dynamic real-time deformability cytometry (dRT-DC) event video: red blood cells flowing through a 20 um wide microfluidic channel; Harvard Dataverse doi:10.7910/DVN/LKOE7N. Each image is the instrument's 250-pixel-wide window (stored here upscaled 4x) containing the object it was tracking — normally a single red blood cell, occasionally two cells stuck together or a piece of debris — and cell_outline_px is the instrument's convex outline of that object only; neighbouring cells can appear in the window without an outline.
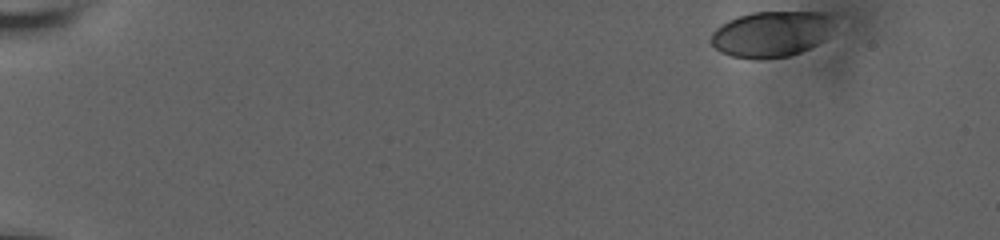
{"species": "human", "species_latin": "Homo sapiens", "temperature_condition": "room temperature", "stored_images_in_passage": 54, "camera_frame_rate_fps": 3000, "um_per_image_px": 0.085, "donor": {"sex": "male"}, "frame": {"image": 1, "passage_image": 1, "time_ms": 0.0, "image_size_px": [1000, 240], "cell_outline_px": [[832, 16], [828, 36], [824, 40], [800, 52], [788, 56], [756, 60], [732, 56], [720, 52], [708, 40], [712, 32], [716, 28], [728, 20], [752, 12], [832, 12]], "centroid_in_image_um": [65.53, 2.89], "position_along_channel_um": 19.5, "area_um2": 32.95}}
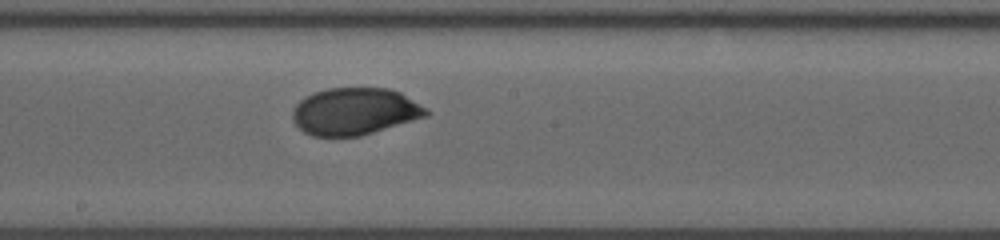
{"frame": {"image": 2, "passage_image": 30, "time_ms": 9.667, "image_size_px": [1000, 240], "cell_outline_px": [[432, 112], [428, 116], [360, 136], [312, 136], [304, 132], [292, 120], [292, 108], [304, 96], [328, 88], [388, 88], [400, 92], [428, 108]], "centroid_in_image_um": [30.16, 9.47], "position_along_channel_um": 218.0, "area_um2": 36.88}}
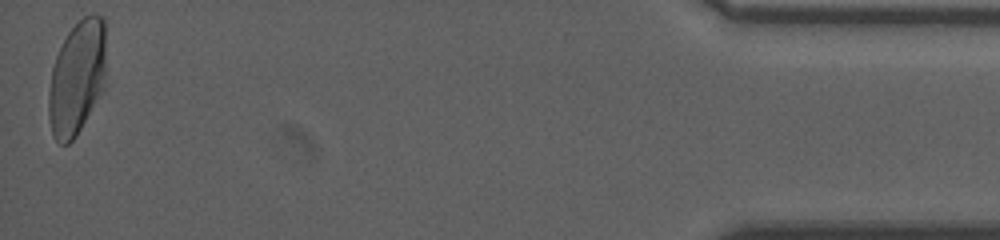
{"frame": {"image": 3, "passage_image": 54, "time_ms": 17.667, "image_size_px": [1000, 240], "cell_outline_px": [[104, 76], [100, 92], [76, 136], [68, 144], [60, 144], [52, 136], [48, 116], [48, 92], [52, 68], [56, 56], [68, 32], [84, 16], [96, 12], [104, 16]], "centroid_in_image_um": [6.5, 6.6], "position_along_channel_um": 428.7, "area_um2": 37.63}, "authors_computed_cell_mechanics": {"area_um2": 36.8186, "velocity_mm_per_s": 3.6241, "shape_relaxation_time_tau1_ms": 4.6901, "shape_relaxation_time_tau2_ms": null, "deformation_change_tau1": 0.1598, "deformation_change_tau2": null}}